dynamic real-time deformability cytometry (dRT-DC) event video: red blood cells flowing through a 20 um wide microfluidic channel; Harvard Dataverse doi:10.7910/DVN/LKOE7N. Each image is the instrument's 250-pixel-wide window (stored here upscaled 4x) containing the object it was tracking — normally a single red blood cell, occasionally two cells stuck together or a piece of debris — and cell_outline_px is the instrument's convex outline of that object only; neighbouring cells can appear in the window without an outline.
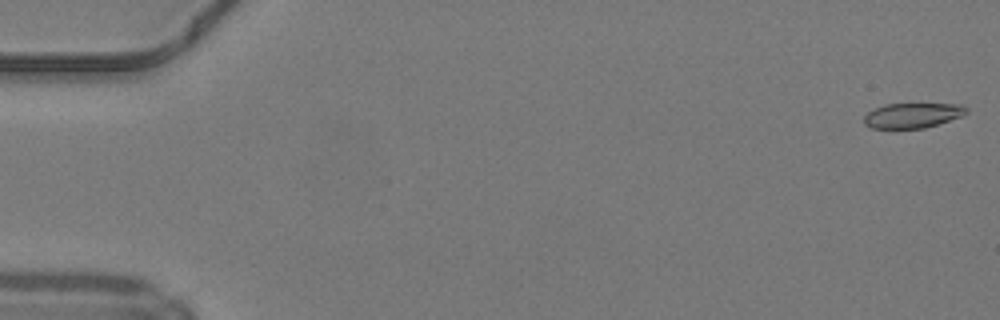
{"species": "common noctule bat (a hibernating species)", "species_latin": "Nyctalus noctula", "temperature_condition": "warm", "stored_images_in_passage": 49, "camera_frame_rate_fps": 3000, "um_per_image_px": 0.085, "animal": {"sex": "male", "body_mass_g": 19.2, "forearm_length_mm": 51.8}, "frame": {"image": 1, "passage_image": 1, "time_ms": 0.0, "image_size_px": [1000, 320], "cell_outline_px": [[968, 112], [960, 116], [924, 128], [872, 128], [864, 124], [864, 116], [868, 112], [884, 104], [964, 104], [968, 108]], "centroid_in_image_um": [77.56, 9.8], "position_along_channel_um": 7.4, "area_um2": 14.74}}
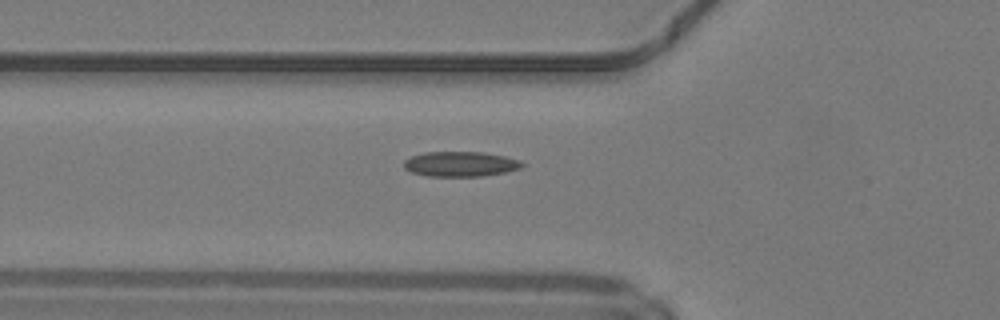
{"frame": {"image": 2, "passage_image": 18, "time_ms": 5.667, "image_size_px": [1000, 320], "cell_outline_px": [[524, 164], [520, 168], [504, 172], [484, 176], [428, 176], [412, 172], [404, 168], [404, 160], [412, 156], [424, 152], [484, 152], [504, 156], [520, 160]], "centroid_in_image_um": [39.13, 13.94], "position_along_channel_um": 86.7, "area_um2": 17.17}}
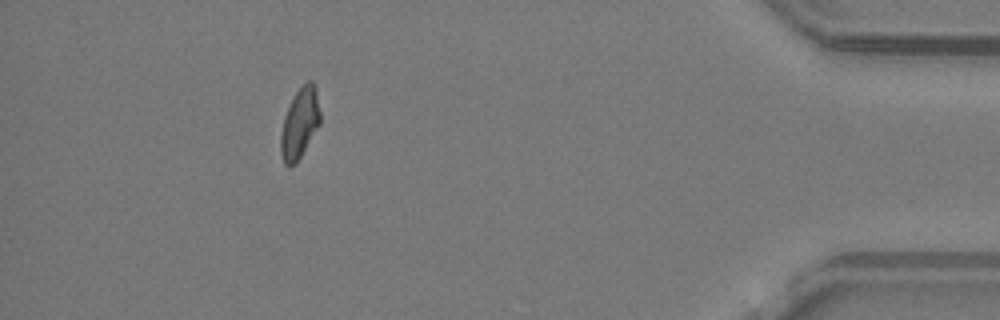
{"frame": {"image": 3, "passage_image": 45, "time_ms": 14.667, "image_size_px": [1000, 320], "cell_outline_px": [[320, 124], [296, 164], [288, 168], [284, 164], [280, 152], [280, 136], [284, 116], [292, 96], [308, 80], [312, 80], [316, 88], [320, 112]], "centroid_in_image_um": [25.46, 10.5], "position_along_channel_um": 409.7, "area_um2": 16.36}, "authors_computed_cell_mechanics": {"area_um2": 16.3574, "velocity_mm_per_s": 4.2052, "shape_relaxation_time_tau1_ms": null, "shape_relaxation_time_tau2_ms": 5.594, "deformation_change_tau1": null, "deformation_change_tau2": 0.1146}}